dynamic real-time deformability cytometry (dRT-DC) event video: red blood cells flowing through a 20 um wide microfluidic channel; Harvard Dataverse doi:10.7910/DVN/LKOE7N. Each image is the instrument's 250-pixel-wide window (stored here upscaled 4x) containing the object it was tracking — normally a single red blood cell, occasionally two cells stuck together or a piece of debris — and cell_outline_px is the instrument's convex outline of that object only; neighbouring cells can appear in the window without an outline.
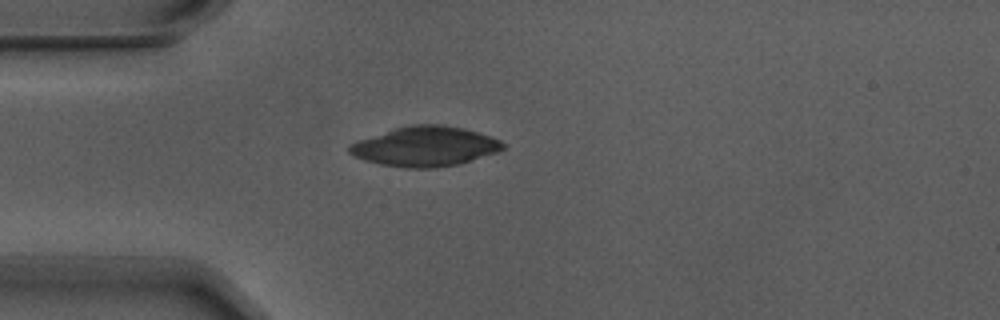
{"species": "Egyptian fruit bat (a non-hibernating species)", "species_latin": "Rousettus aegyptiacus", "temperature_condition": "warm", "stored_images_in_passage": 2, "camera_frame_rate_fps": 3000, "um_per_image_px": 0.085, "animal": {"sex": "male"}, "frame": {"image": 1, "passage_image": 1, "time_ms": 0.0, "image_size_px": [1000, 320], "cell_outline_px": [[504, 148], [500, 152], [456, 164], [436, 168], [404, 168], [380, 164], [364, 160], [348, 152], [348, 144], [356, 140], [396, 128], [412, 124], [444, 124], [464, 128], [500, 140], [504, 144]], "centroid_in_image_um": [36.11, 12.44], "position_along_channel_um": 48.9, "area_um2": 35.6}}